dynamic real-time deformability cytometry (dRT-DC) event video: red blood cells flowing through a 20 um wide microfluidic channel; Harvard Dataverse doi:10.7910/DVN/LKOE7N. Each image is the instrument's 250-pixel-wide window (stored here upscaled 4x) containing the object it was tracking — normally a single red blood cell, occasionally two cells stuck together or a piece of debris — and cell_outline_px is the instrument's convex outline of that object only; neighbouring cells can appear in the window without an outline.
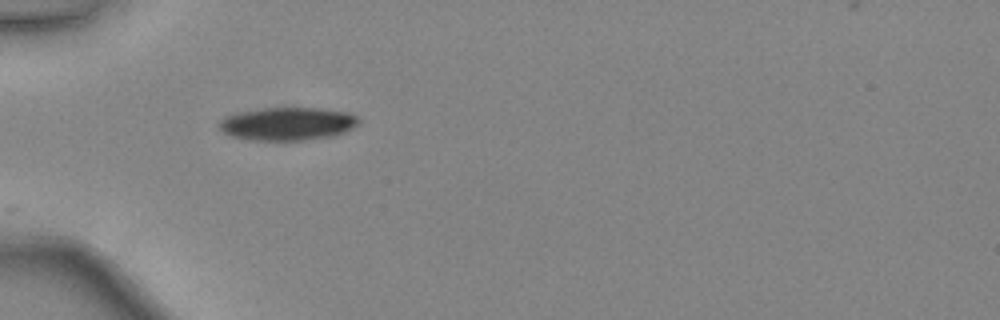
{"species": "common noctule bat (a hibernating species)", "species_latin": "Nyctalus noctula", "temperature_condition": "warm", "stored_images_in_passage": 4, "camera_frame_rate_fps": 3000, "um_per_image_px": 0.085, "animal": {"sex": "female", "body_mass_g": 24.6, "forearm_length_mm": 56.2}, "frame": {"image": 1, "passage_image": 1, "time_ms": 0.0, "image_size_px": [1000, 320], "cell_outline_px": [[360, 124], [344, 132], [332, 136], [304, 140], [256, 140], [232, 136], [224, 132], [220, 128], [220, 120], [224, 116], [240, 112], [264, 108], [320, 108], [352, 112], [360, 116]], "centroid_in_image_um": [24.53, 10.51], "position_along_channel_um": 60.5, "area_um2": 26.93}}
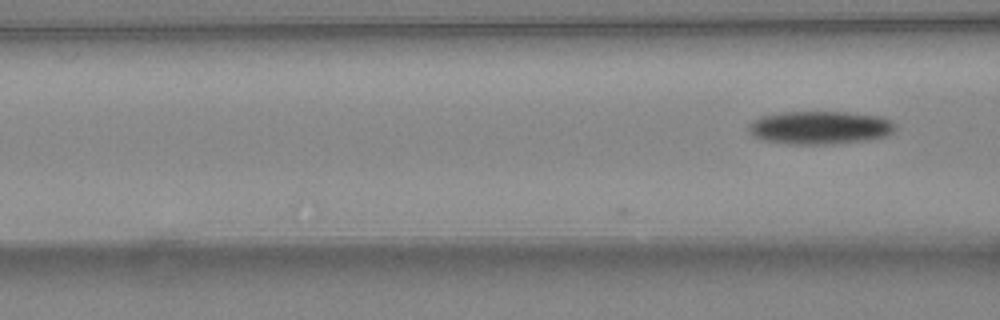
{"frame": {"image": 2, "passage_image": 4, "time_ms": 1.0, "image_size_px": [1000, 320], "cell_outline_px": [[896, 128], [888, 136], [864, 140], [832, 144], [788, 144], [760, 140], [752, 136], [748, 132], [748, 124], [752, 120], [760, 116], [784, 112], [852, 112], [880, 116], [892, 120], [896, 124]], "centroid_in_image_um": [69.67, 10.84], "position_along_channel_um": 96.9, "area_um2": 28.78}}